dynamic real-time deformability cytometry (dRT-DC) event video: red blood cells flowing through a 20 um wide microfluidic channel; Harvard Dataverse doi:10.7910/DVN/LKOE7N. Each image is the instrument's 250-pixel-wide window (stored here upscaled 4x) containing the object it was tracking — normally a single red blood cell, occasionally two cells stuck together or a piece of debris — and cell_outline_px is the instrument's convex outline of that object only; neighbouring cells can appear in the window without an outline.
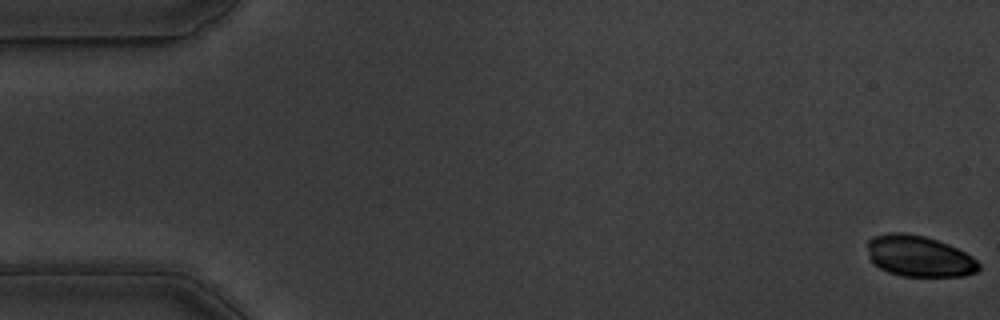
{"species": "common noctule bat (a hibernating species)", "species_latin": "Nyctalus noctula", "temperature_condition": "warm", "stored_images_in_passage": 56, "camera_frame_rate_fps": 3000, "um_per_image_px": 0.085, "animal": {"sex": "male", "body_mass_g": 19.5, "forearm_length_mm": 54.6}, "frame": {"image": 1, "passage_image": 1, "time_ms": 0.0, "image_size_px": [1000, 320], "cell_outline_px": [[980, 268], [976, 272], [964, 276], [900, 276], [888, 272], [880, 268], [868, 256], [868, 240], [872, 236], [888, 232], [904, 232], [924, 236], [948, 244], [972, 256], [980, 264]], "centroid_in_image_um": [78.11, 21.77], "position_along_channel_um": 6.9, "area_um2": 26.7}}
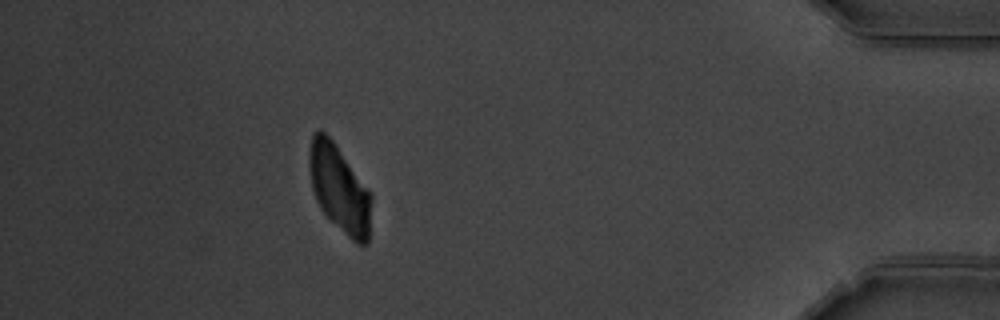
{"frame": {"image": 2, "passage_image": 50, "time_ms": 16.333, "image_size_px": [1000, 320], "cell_outline_px": [[372, 200], [368, 244], [356, 244], [320, 208], [316, 200], [312, 188], [308, 168], [308, 152], [312, 132], [316, 128], [320, 128], [332, 140], [372, 192]], "centroid_in_image_um": [28.84, 15.99], "position_along_channel_um": 406.4, "area_um2": 31.85}}